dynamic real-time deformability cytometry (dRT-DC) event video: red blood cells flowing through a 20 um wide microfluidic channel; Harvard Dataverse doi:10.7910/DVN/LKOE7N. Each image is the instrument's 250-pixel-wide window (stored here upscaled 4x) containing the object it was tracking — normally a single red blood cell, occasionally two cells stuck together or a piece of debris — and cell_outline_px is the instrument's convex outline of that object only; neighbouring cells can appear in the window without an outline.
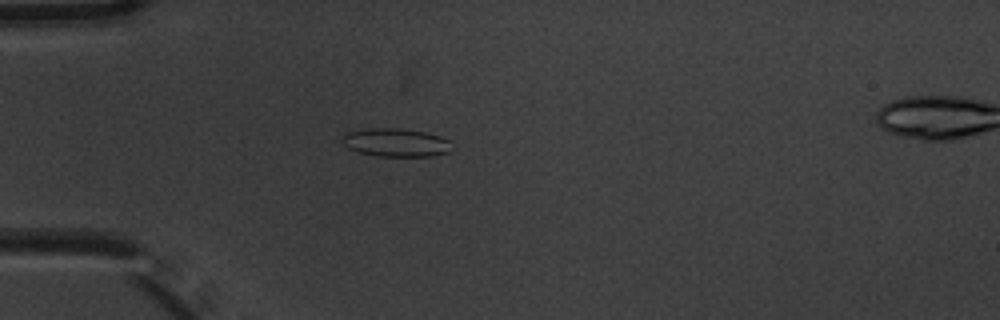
{"species": "common noctule bat (a hibernating species)", "species_latin": "Nyctalus noctula", "temperature_condition": "warm", "stored_images_in_passage": 6, "camera_frame_rate_fps": 3000, "um_per_image_px": 0.085, "animal": {"sex": "male", "body_mass_g": 20.1, "forearm_length_mm": 53.5}, "frame": {"image": 1, "passage_image": 5, "time_ms": 1.333, "image_size_px": [1000, 320], "cell_outline_px": [[448, 152], [432, 156], [380, 156], [360, 152], [348, 148], [340, 140], [340, 136], [348, 132], [368, 128], [400, 128], [424, 132], [440, 136], [448, 140]], "centroid_in_image_um": [33.58, 12.1], "position_along_channel_um": 51.4, "area_um2": 17.86}}